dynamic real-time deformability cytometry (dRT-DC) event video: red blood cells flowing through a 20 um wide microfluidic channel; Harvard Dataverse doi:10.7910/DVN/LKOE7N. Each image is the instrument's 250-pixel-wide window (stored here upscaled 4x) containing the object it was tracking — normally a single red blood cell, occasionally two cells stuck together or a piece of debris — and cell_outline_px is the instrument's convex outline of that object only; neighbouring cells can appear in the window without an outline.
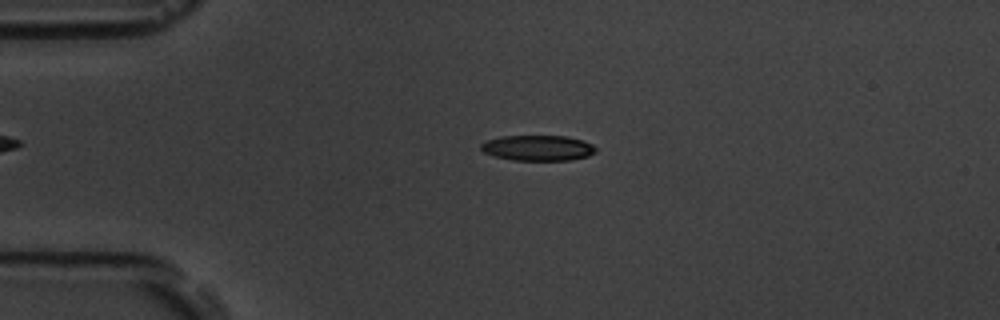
{"species": "common noctule bat (a hibernating species)", "species_latin": "Nyctalus noctula", "temperature_condition": "room temperature", "stored_images_in_passage": 53, "camera_frame_rate_fps": 3000, "um_per_image_px": 0.085, "animal": {"sex": "male", "body_mass_g": 19.5, "forearm_length_mm": 54.6}, "frame": {"image": 1, "passage_image": 12, "time_ms": 3.667, "image_size_px": [1000, 320], "cell_outline_px": [[596, 152], [588, 156], [568, 160], [512, 160], [496, 156], [484, 152], [480, 148], [480, 144], [488, 140], [500, 136], [568, 136], [584, 140], [592, 144], [596, 148]], "centroid_in_image_um": [45.74, 12.57], "position_along_channel_um": 39.3, "area_um2": 17.05}}
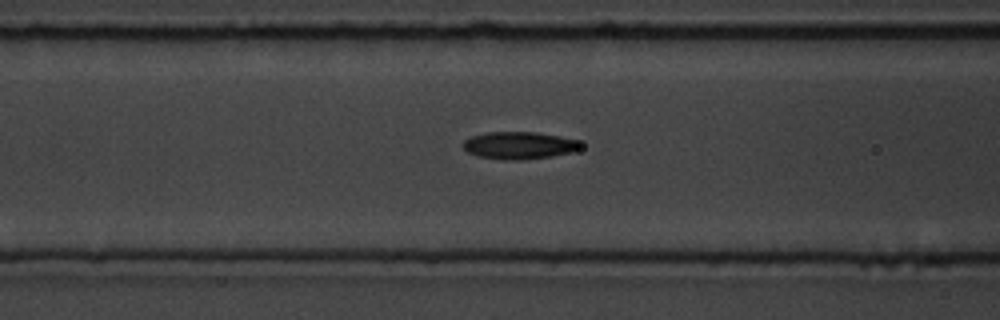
{"frame": {"image": 2, "passage_image": 21, "time_ms": 6.667, "image_size_px": [1000, 320], "cell_outline_px": [[580, 148], [572, 152], [552, 156], [520, 160], [500, 160], [476, 156], [468, 152], [464, 148], [464, 140], [472, 136], [488, 132], [536, 132], [560, 136], [580, 140]], "centroid_in_image_um": [44.13, 12.36], "position_along_channel_um": 122.5, "area_um2": 18.79}}
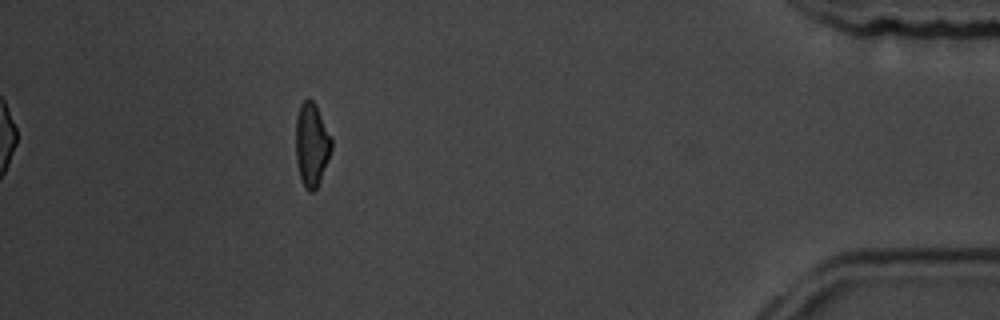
{"frame": {"image": 3, "passage_image": 48, "time_ms": 15.667, "image_size_px": [1000, 320], "cell_outline_px": [[332, 148], [328, 160], [320, 180], [316, 188], [312, 192], [308, 192], [304, 188], [300, 176], [296, 160], [296, 120], [300, 104], [308, 96], [316, 104], [332, 140]], "centroid_in_image_um": [26.48, 12.28], "position_along_channel_um": 408.7, "area_um2": 17.34}, "authors_computed_cell_mechanics": {"area_um2": 17.9758, "velocity_mm_per_s": 3.7931, "shape_relaxation_time_tau1_ms": 4.0568, "shape_relaxation_time_tau2_ms": 2.8121, "deformation_change_tau1": 0.1409, "deformation_change_tau2": 0.0956}}